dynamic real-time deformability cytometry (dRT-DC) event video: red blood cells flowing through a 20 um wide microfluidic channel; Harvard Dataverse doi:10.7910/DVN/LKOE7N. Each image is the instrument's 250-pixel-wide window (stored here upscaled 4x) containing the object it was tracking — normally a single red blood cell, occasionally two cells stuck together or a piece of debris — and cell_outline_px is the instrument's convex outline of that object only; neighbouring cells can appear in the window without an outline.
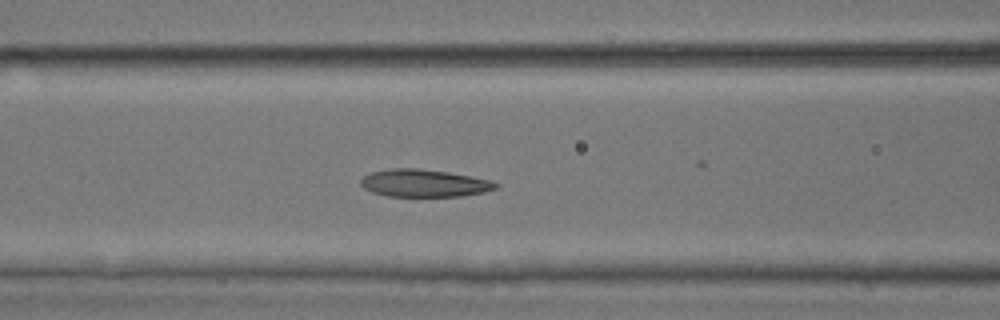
{"species": "common noctule bat (a hibernating species)", "species_latin": "Nyctalus noctula", "temperature_condition": "room temperature", "stored_images_in_passage": 27, "camera_frame_rate_fps": 3000, "um_per_image_px": 0.085, "animal": {"sex": "male", "body_mass_g": 17.9, "forearm_length_mm": 54.2}, "frame": {"image": 1, "passage_image": 19, "time_ms": 6.0, "image_size_px": [1000, 320], "cell_outline_px": [[500, 184], [496, 188], [484, 192], [460, 196], [388, 196], [372, 192], [364, 188], [360, 184], [360, 180], [364, 176], [372, 172], [392, 168], [420, 168], [448, 172], [472, 176], [492, 180]], "centroid_in_image_um": [36.07, 15.56], "position_along_channel_um": 130.5, "area_um2": 21.68}}